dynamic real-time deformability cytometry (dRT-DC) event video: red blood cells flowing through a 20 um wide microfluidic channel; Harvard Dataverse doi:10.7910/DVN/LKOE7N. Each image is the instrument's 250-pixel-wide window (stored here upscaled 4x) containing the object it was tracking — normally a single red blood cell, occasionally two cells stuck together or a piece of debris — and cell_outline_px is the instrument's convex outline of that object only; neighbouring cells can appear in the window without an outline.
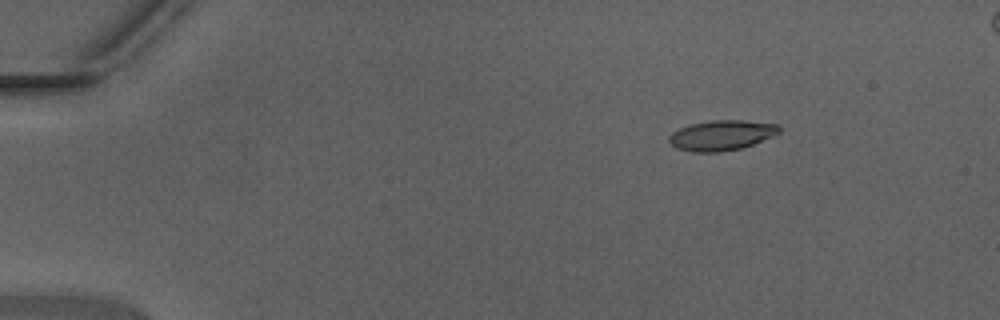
{"species": "Egyptian fruit bat (a non-hibernating species)", "species_latin": "Rousettus aegyptiacus", "temperature_condition": "warm", "stored_images_in_passage": 11, "camera_frame_rate_fps": 3000, "um_per_image_px": 0.085, "animal": {"sex": "male"}, "frame": {"image": 1, "passage_image": 1, "time_ms": 0.0, "image_size_px": [1000, 320], "cell_outline_px": [[780, 132], [772, 136], [752, 144], [740, 148], [720, 152], [692, 152], [676, 148], [668, 140], [668, 136], [672, 132], [680, 128], [692, 124], [712, 120], [744, 120], [780, 124]], "centroid_in_image_um": [61.33, 11.49], "position_along_channel_um": 23.7, "area_um2": 19.31}}